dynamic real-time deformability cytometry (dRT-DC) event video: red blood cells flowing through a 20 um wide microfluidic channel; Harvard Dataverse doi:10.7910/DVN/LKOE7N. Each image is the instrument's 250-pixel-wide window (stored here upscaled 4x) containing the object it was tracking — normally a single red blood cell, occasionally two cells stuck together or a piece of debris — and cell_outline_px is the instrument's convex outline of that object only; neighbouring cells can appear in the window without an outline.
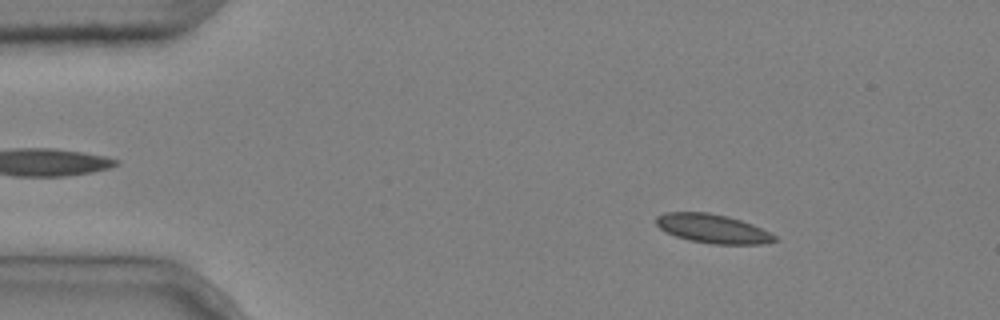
{"species": "common noctule bat (a hibernating species)", "species_latin": "Nyctalus noctula", "temperature_condition": "cold", "stored_images_in_passage": 4, "camera_frame_rate_fps": 3000, "um_per_image_px": 0.085, "animal": {"sex": "male", "body_mass_g": 20.4}, "frame": {"image": 1, "passage_image": 2, "time_ms": 0.333, "image_size_px": [1000, 320], "cell_outline_px": [[780, 240], [764, 244], [712, 244], [688, 240], [664, 232], [656, 224], [656, 216], [664, 212], [708, 212], [728, 216], [752, 224], [776, 236]], "centroid_in_image_um": [60.56, 19.44], "position_along_channel_um": 24.4, "area_um2": 20.11}}